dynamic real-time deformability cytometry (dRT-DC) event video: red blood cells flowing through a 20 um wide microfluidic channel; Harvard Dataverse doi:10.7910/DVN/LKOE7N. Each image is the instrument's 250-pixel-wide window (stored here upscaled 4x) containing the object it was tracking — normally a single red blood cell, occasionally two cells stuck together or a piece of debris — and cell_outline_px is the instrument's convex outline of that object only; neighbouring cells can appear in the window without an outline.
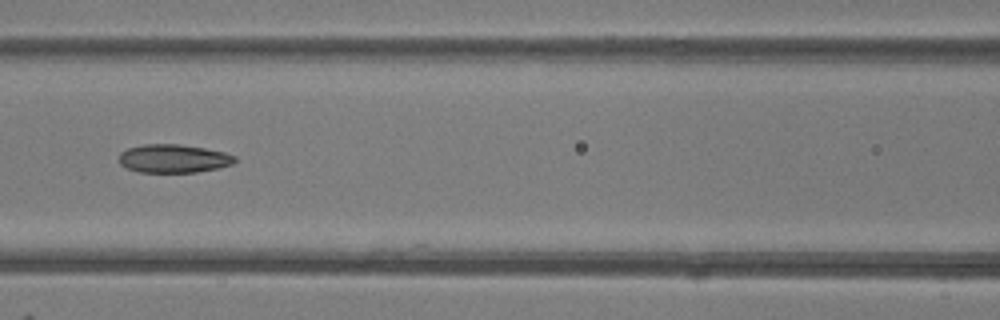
{"species": "common noctule bat (a hibernating species)", "species_latin": "Nyctalus noctula", "temperature_condition": "room temperature", "stored_images_in_passage": 4, "camera_frame_rate_fps": 3000, "um_per_image_px": 0.085, "animal": {"sex": "female"}, "frame": {"image": 1, "passage_image": 4, "time_ms": 3.333, "image_size_px": [1000, 320], "cell_outline_px": [[236, 160], [232, 164], [216, 168], [196, 172], [140, 172], [128, 168], [120, 164], [120, 152], [128, 148], [144, 144], [176, 144], [204, 148], [224, 152], [236, 156]], "centroid_in_image_um": [14.74, 13.47], "position_along_channel_um": 151.9, "area_um2": 18.96}}